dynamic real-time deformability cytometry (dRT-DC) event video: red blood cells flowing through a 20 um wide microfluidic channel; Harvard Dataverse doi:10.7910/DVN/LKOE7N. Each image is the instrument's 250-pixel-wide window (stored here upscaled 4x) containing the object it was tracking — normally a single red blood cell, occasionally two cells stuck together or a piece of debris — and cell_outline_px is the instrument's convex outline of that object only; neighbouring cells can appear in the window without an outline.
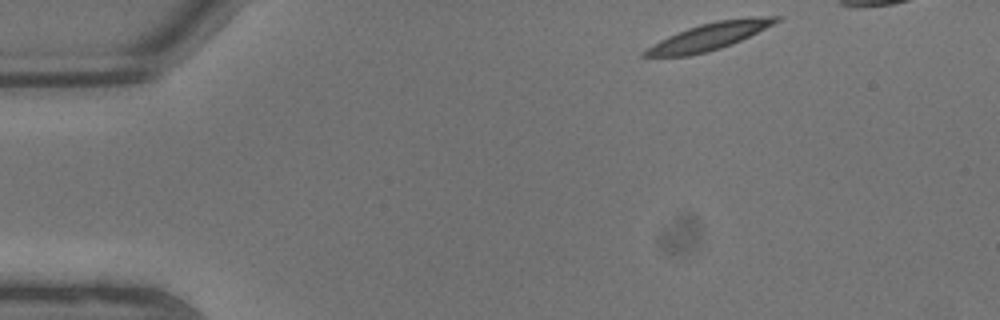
{"species": "common noctule bat (a hibernating species)", "species_latin": "Nyctalus noctula", "temperature_condition": "warm", "stored_images_in_passage": 7, "camera_frame_rate_fps": 3000, "um_per_image_px": 0.085, "animal": {"sex": "male", "body_mass_g": 13.3}, "frame": {"image": 1, "passage_image": 1, "time_ms": 0.0, "image_size_px": [1000, 320], "cell_outline_px": [[780, 20], [732, 44], [708, 52], [688, 56], [640, 56], [640, 52], [652, 44], [668, 36], [688, 28], [700, 24], [716, 20], [748, 16], [780, 16]], "centroid_in_image_um": [60.24, 3.09], "position_along_channel_um": 24.8, "area_um2": 20.58}}
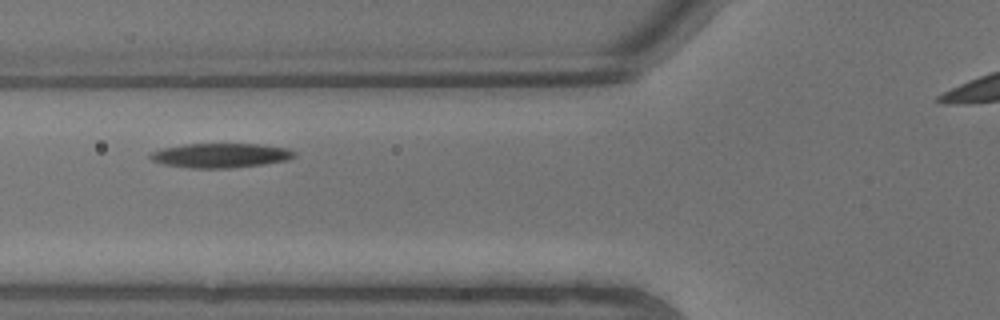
{"frame": {"image": 2, "passage_image": 6, "time_ms": 1.667, "image_size_px": [1000, 320], "cell_outline_px": [[296, 156], [288, 160], [264, 164], [228, 168], [192, 168], [164, 164], [152, 160], [148, 156], [152, 152], [164, 148], [184, 144], [260, 144], [288, 148], [296, 152]], "centroid_in_image_um": [18.8, 13.21], "position_along_channel_um": 107.0, "area_um2": 20.46}}
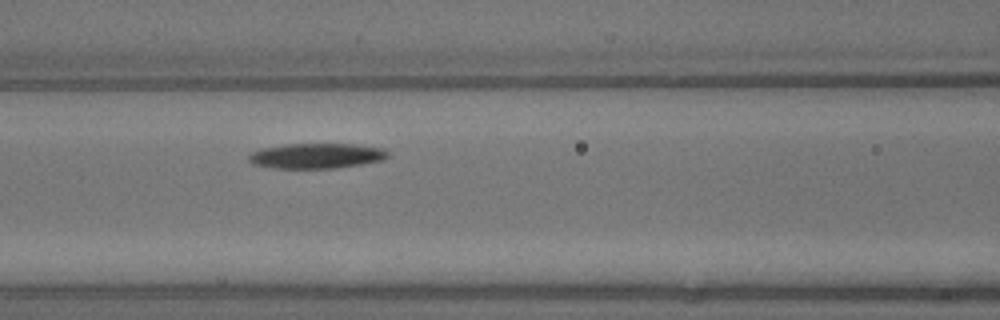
{"frame": {"image": 3, "passage_image": 7, "time_ms": 2.0, "image_size_px": [1000, 320], "cell_outline_px": [[388, 156], [384, 160], [336, 168], [272, 168], [252, 164], [248, 160], [248, 152], [260, 148], [288, 144], [352, 144], [384, 148], [388, 152]], "centroid_in_image_um": [26.85, 13.24], "position_along_channel_um": 139.8, "area_um2": 20.58}}